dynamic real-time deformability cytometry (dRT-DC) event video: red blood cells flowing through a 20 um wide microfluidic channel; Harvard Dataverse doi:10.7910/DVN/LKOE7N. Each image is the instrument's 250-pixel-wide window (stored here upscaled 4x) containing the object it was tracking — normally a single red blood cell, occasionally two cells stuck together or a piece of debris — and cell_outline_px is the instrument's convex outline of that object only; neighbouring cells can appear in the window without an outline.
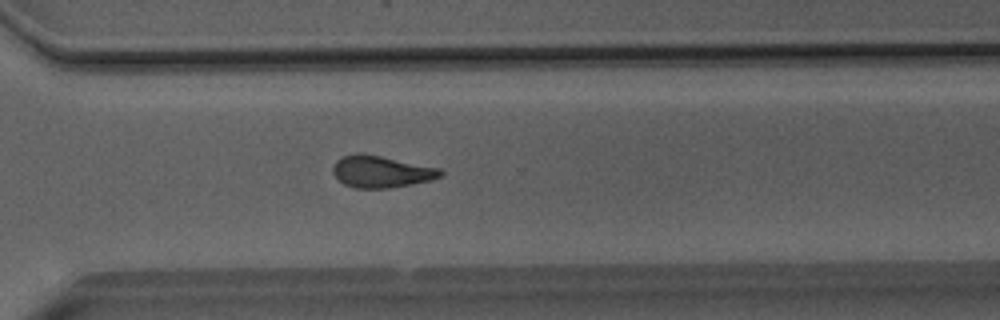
{"species": "Egyptian fruit bat (a non-hibernating species)", "species_latin": "Rousettus aegyptiacus", "temperature_condition": "room temperature", "stored_images_in_passage": 47, "camera_frame_rate_fps": 3000, "um_per_image_px": 0.085, "animal": {"sex": "male"}, "frame": {"image": 1, "passage_image": 33, "time_ms": 10.667, "image_size_px": [1000, 320], "cell_outline_px": [[444, 172], [440, 176], [432, 180], [412, 184], [388, 188], [356, 188], [344, 184], [332, 172], [332, 168], [336, 160], [344, 156], [380, 156], [440, 168]], "centroid_in_image_um": [32.45, 14.63], "position_along_channel_um": 338.2, "area_um2": 19.31}}
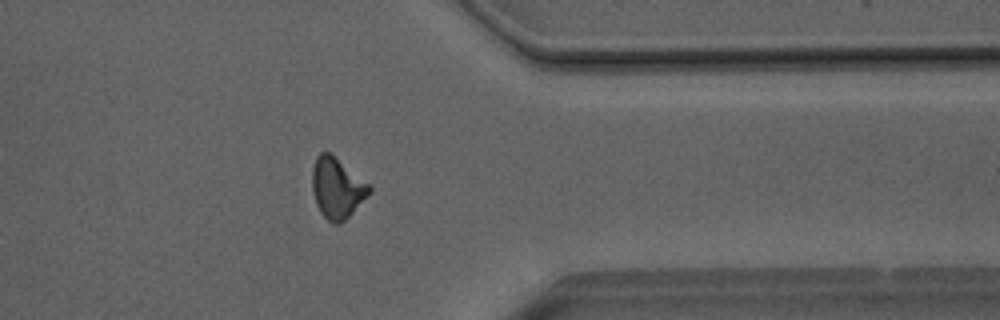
{"frame": {"image": 2, "passage_image": 37, "time_ms": 12.0, "image_size_px": [1000, 320], "cell_outline_px": [[372, 192], [340, 224], [332, 224], [320, 212], [316, 204], [312, 188], [312, 168], [316, 156], [320, 152], [332, 152], [368, 184], [372, 188]], "centroid_in_image_um": [28.63, 15.96], "position_along_channel_um": 382.8, "area_um2": 20.23}}
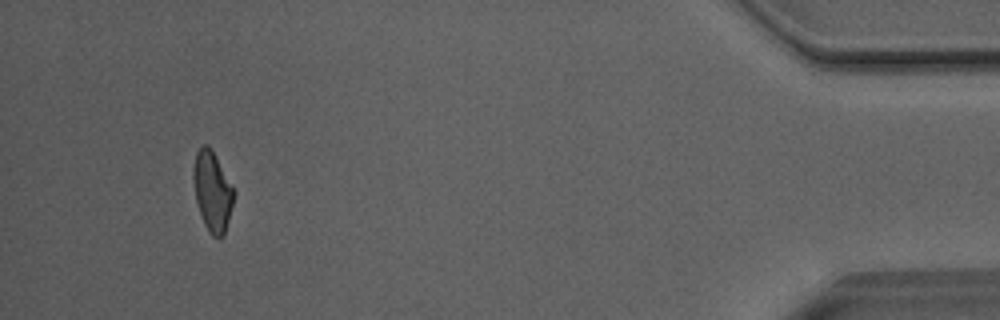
{"frame": {"image": 3, "passage_image": 44, "time_ms": 14.333, "image_size_px": [1000, 320], "cell_outline_px": [[236, 192], [224, 236], [220, 240], [212, 236], [208, 232], [200, 216], [196, 200], [192, 176], [192, 172], [196, 152], [204, 144], [208, 144], [212, 148]], "centroid_in_image_um": [18.05, 16.28], "position_along_channel_um": 417.1, "area_um2": 19.25}, "authors_computed_cell_mechanics": {"area_um2": 19.9988, "velocity_mm_per_s": 4.0525, "shape_relaxation_time_tau1_ms": 5.5576, "shape_relaxation_time_tau2_ms": 3.1195, "deformation_change_tau1": 0.1574, "deformation_change_tau2": 0.1198}}